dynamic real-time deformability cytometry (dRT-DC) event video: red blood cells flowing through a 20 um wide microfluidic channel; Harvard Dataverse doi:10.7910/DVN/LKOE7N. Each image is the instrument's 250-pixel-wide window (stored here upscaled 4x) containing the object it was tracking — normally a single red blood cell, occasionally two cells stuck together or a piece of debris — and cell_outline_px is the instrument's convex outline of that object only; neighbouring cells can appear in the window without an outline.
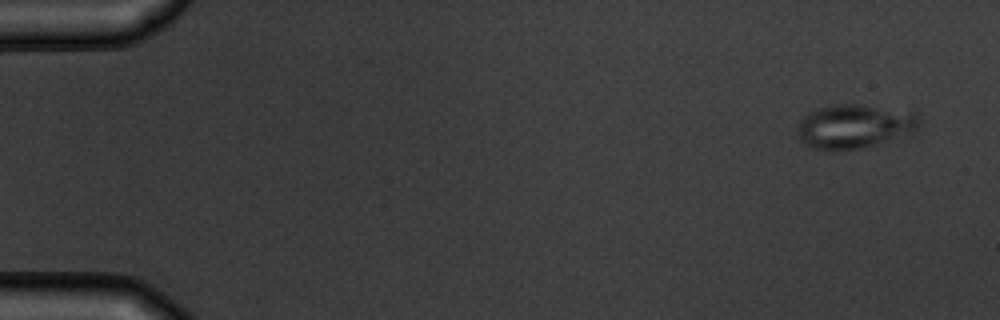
{"species": "common noctule bat (a hibernating species)", "species_latin": "Nyctalus noctula", "temperature_condition": "warm", "stored_images_in_passage": 6, "camera_frame_rate_fps": 3000, "um_per_image_px": 0.085, "animal": {"sex": "male", "body_mass_g": 19.5, "forearm_length_mm": 54.6}, "frame": {"image": 1, "passage_image": 6, "time_ms": 6.667, "image_size_px": [1000, 320], "cell_outline_px": [[924, 120], [912, 132], [900, 140], [856, 148], [812, 148], [804, 144], [800, 140], [796, 128], [800, 120], [808, 112], [820, 108], [840, 104], [856, 104], [916, 112]], "centroid_in_image_um": [72.7, 10.72], "position_along_channel_um": 12.3, "area_um2": 31.27}}